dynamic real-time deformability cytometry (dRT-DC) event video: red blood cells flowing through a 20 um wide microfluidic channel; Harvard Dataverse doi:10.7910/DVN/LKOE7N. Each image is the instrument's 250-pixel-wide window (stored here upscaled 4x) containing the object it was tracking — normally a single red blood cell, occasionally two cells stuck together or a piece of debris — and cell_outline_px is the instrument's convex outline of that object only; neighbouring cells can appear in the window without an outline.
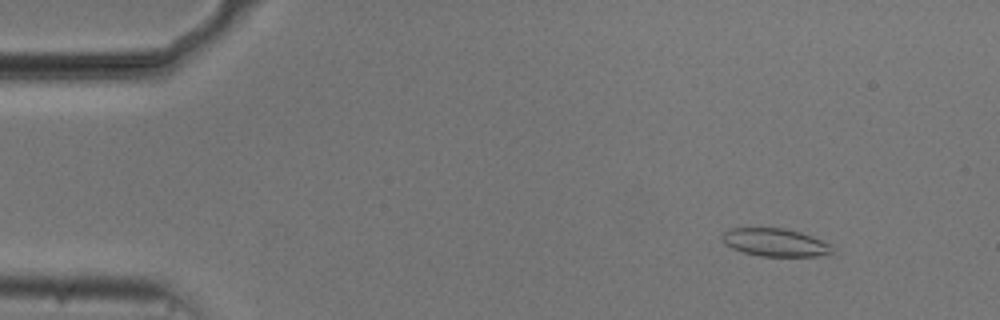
{"species": "common noctule bat (a hibernating species)", "species_latin": "Nyctalus noctula", "temperature_condition": "cold", "stored_images_in_passage": 54, "camera_frame_rate_fps": 3000, "um_per_image_px": 0.085, "animal": {"sex": "male", "body_mass_g": 20.5, "forearm_length_mm": 52.5}, "frame": {"image": 1, "passage_image": 6, "time_ms": 1.667, "image_size_px": [1000, 320], "cell_outline_px": [[832, 256], [760, 256], [744, 252], [732, 248], [724, 244], [720, 240], [720, 236], [728, 228], [784, 228], [800, 232], [812, 236], [832, 244]], "centroid_in_image_um": [65.9, 20.61], "position_along_channel_um": 19.1, "area_um2": 18.21}}
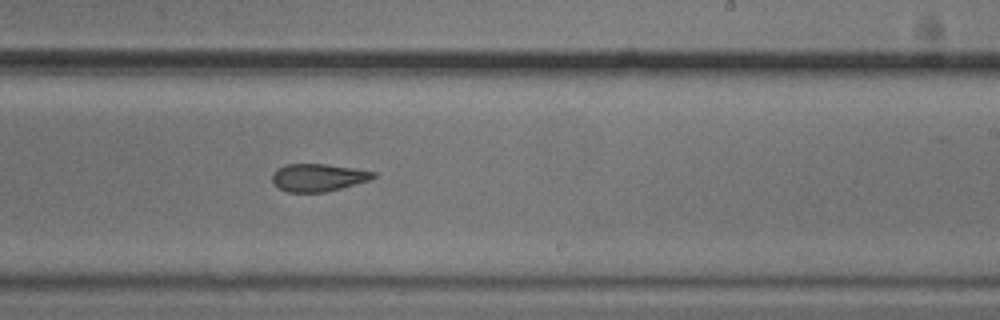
{"frame": {"image": 2, "passage_image": 33, "time_ms": 10.667, "image_size_px": [1000, 320], "cell_outline_px": [[376, 176], [368, 180], [340, 188], [324, 192], [288, 192], [280, 188], [272, 180], [272, 172], [276, 168], [284, 164], [324, 164], [352, 168], [376, 172]], "centroid_in_image_um": [26.99, 15.08], "position_along_channel_um": 262.0, "area_um2": 16.07}}
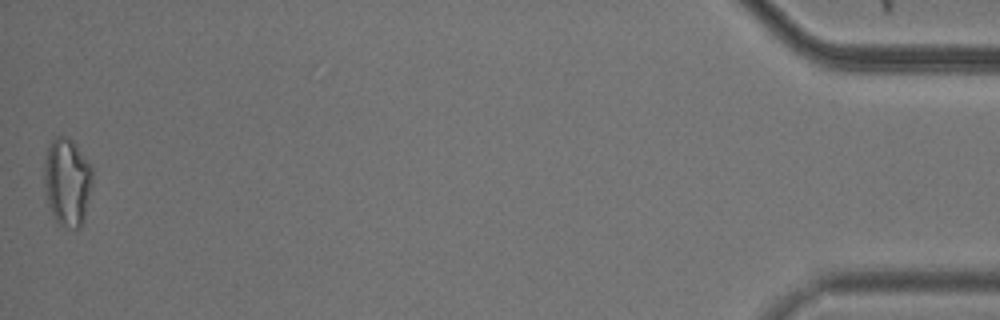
{"frame": {"image": 3, "passage_image": 54, "time_ms": 17.667, "image_size_px": [1000, 320], "cell_outline_px": [[92, 184], [84, 220], [80, 228], [76, 232], [60, 224], [52, 216], [48, 204], [44, 184], [44, 160], [48, 144], [56, 136], [68, 136], [76, 144], [92, 164]], "centroid_in_image_um": [5.72, 15.46], "position_along_channel_um": 429.5, "area_um2": 25.37}, "authors_computed_cell_mechanics": {"area_um2": 17.8602, "velocity_mm_per_s": 3.7169, "shape_relaxation_time_tau1_ms": null, "shape_relaxation_time_tau2_ms": 3.2958, "deformation_change_tau1": null, "deformation_change_tau2": 0.1082}}